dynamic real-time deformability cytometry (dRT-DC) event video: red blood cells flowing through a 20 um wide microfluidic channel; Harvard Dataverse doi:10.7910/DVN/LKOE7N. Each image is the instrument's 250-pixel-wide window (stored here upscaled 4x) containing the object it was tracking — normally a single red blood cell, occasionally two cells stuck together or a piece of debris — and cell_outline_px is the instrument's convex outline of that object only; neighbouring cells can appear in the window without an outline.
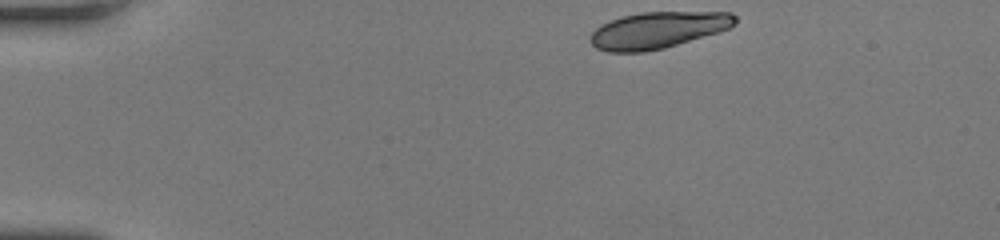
{"species": "human", "species_latin": "Homo sapiens", "temperature_condition": "room temperature", "stored_images_in_passage": 44, "camera_frame_rate_fps": 3000, "um_per_image_px": 0.085, "donor": {"sex": "female"}, "frame": {"image": 1, "passage_image": 1, "time_ms": 0.0, "image_size_px": [1000, 240], "cell_outline_px": [[736, 24], [728, 28], [716, 32], [664, 48], [644, 52], [608, 52], [596, 48], [588, 40], [592, 32], [596, 28], [612, 20], [624, 16], [640, 12], [732, 12], [736, 16]], "centroid_in_image_um": [55.9, 2.56], "position_along_channel_um": 29.1, "area_um2": 30.52}}
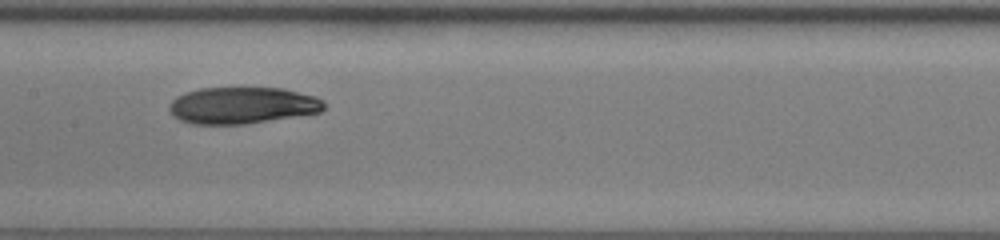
{"frame": {"image": 2, "passage_image": 19, "time_ms": 6.0, "image_size_px": [1000, 240], "cell_outline_px": [[324, 108], [320, 112], [244, 124], [192, 124], [180, 120], [168, 108], [168, 104], [176, 96], [200, 88], [280, 88], [316, 96], [324, 100]], "centroid_in_image_um": [20.58, 8.95], "position_along_channel_um": 186.8, "area_um2": 32.83}}
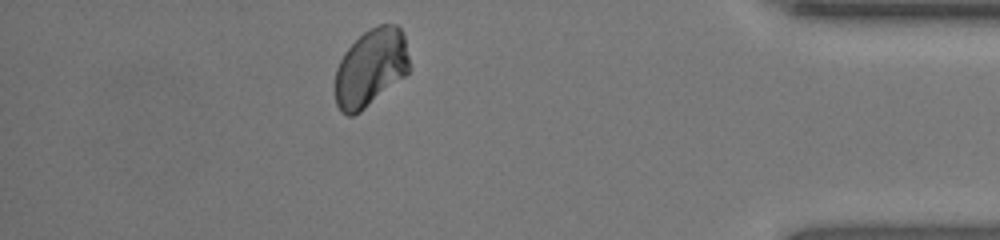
{"frame": {"image": 3, "passage_image": 38, "time_ms": 12.333, "image_size_px": [1000, 240], "cell_outline_px": [[408, 72], [404, 76], [360, 112], [352, 116], [348, 116], [340, 112], [336, 104], [336, 68], [344, 52], [364, 32], [380, 24], [396, 24], [400, 28], [404, 36], [408, 56]], "centroid_in_image_um": [31.49, 5.76], "position_along_channel_um": 403.7, "area_um2": 33.12}, "authors_computed_cell_mechanics": {"area_um2": 33.5818, "velocity_mm_per_s": 3.9909, "shape_relaxation_time_tau1_ms": 3.7855, "shape_relaxation_time_tau2_ms": 5.362, "deformation_change_tau1": 0.1138, "deformation_change_tau2": 0.0421}}